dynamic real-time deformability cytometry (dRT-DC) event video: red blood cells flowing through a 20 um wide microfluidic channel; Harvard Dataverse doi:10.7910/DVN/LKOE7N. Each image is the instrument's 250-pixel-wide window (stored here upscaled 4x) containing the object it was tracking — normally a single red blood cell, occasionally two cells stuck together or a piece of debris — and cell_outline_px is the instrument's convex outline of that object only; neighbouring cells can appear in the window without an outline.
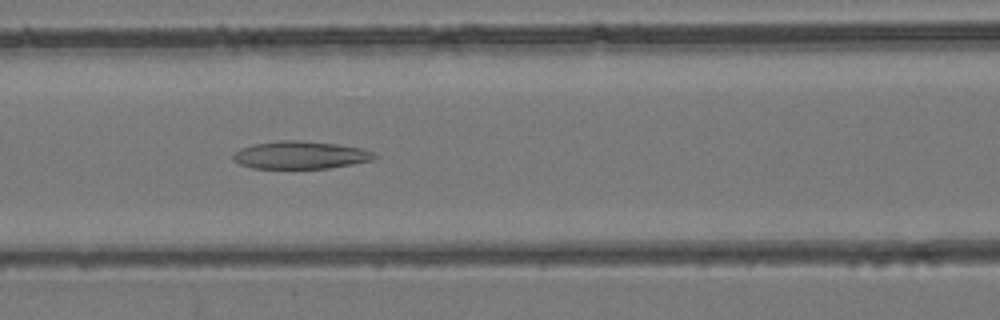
{"species": "common noctule bat (a hibernating species)", "species_latin": "Nyctalus noctula", "temperature_condition": "room temperature", "stored_images_in_passage": 43, "camera_frame_rate_fps": 3000, "um_per_image_px": 0.085, "animal": {"sex": "female", "body_mass_g": 24.6, "forearm_length_mm": 56.2}, "frame": {"image": 1, "passage_image": 18, "time_ms": 5.667, "image_size_px": [1000, 320], "cell_outline_px": [[376, 156], [372, 160], [352, 164], [328, 168], [252, 168], [240, 164], [232, 160], [232, 156], [240, 148], [252, 144], [280, 140], [300, 140], [336, 144], [360, 148], [372, 152]], "centroid_in_image_um": [25.48, 13.17], "position_along_channel_um": 141.1, "area_um2": 22.66}}
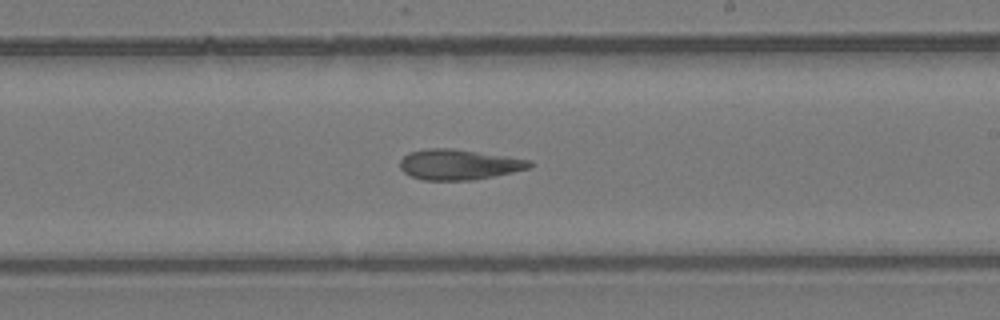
{"frame": {"image": 2, "passage_image": 25, "time_ms": 8.0, "image_size_px": [1000, 320], "cell_outline_px": [[532, 168], [472, 180], [424, 180], [412, 176], [404, 172], [400, 168], [400, 160], [408, 152], [428, 148], [452, 148], [532, 160]], "centroid_in_image_um": [39.0, 13.98], "position_along_channel_um": 250.0, "area_um2": 22.89}}
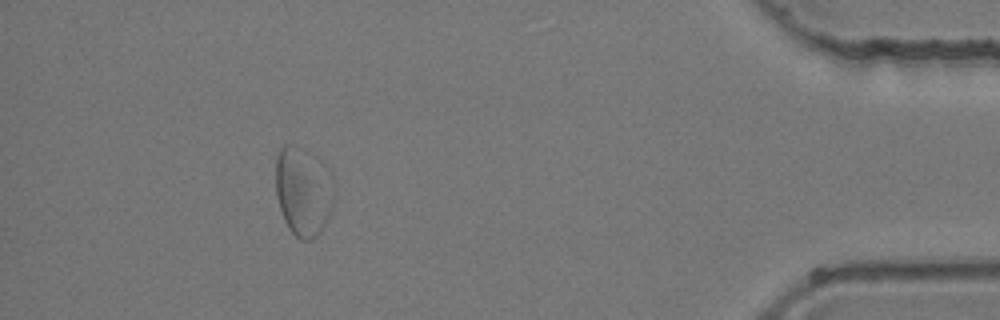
{"frame": {"image": 3, "passage_image": 39, "time_ms": 12.667, "image_size_px": [1000, 320], "cell_outline_px": [[336, 200], [328, 220], [316, 236], [312, 240], [300, 240], [288, 228], [284, 220], [276, 196], [276, 156], [280, 148], [284, 144], [296, 144], [300, 148], [336, 188]], "centroid_in_image_um": [25.73, 16.38], "position_along_channel_um": 409.5, "area_um2": 29.36}}